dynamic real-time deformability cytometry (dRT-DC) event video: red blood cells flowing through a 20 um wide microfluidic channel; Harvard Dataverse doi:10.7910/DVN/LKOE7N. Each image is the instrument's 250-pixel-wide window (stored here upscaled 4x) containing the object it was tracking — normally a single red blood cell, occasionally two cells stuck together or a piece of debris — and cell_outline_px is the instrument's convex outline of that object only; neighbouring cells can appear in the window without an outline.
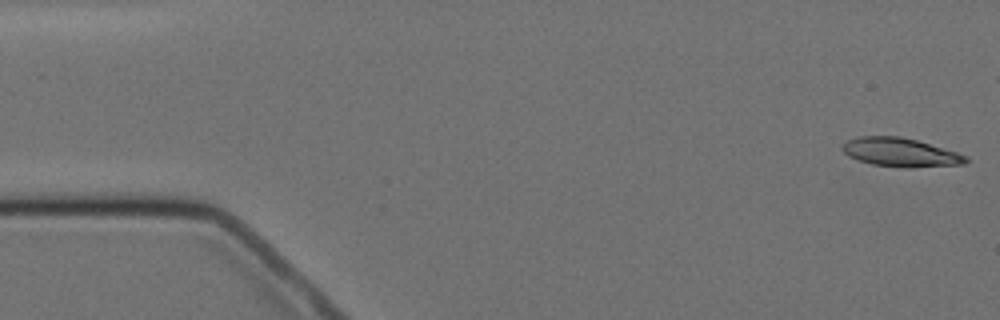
{"species": "Egyptian fruit bat (a non-hibernating species)", "species_latin": "Rousettus aegyptiacus", "temperature_condition": "cold", "stored_images_in_passage": 6, "camera_frame_rate_fps": 3000, "um_per_image_px": 0.085, "animal": {"sex": "female"}, "frame": {"image": 1, "passage_image": 1, "time_ms": 0.0, "image_size_px": [1000, 320], "cell_outline_px": [[968, 160], [964, 164], [912, 168], [904, 168], [872, 164], [848, 156], [840, 148], [840, 144], [856, 136], [900, 136], [916, 140], [956, 152], [968, 156]], "centroid_in_image_um": [76.5, 12.95], "position_along_channel_um": 8.5, "area_um2": 20.75}}
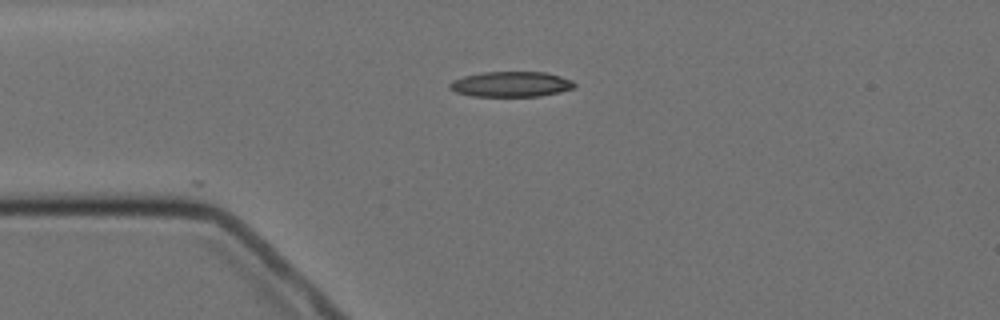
{"frame": {"image": 2, "passage_image": 6, "time_ms": 6.0, "image_size_px": [1000, 320], "cell_outline_px": [[576, 84], [572, 88], [560, 92], [540, 96], [472, 96], [456, 92], [448, 88], [448, 84], [452, 80], [464, 76], [480, 72], [544, 72], [560, 76], [572, 80]], "centroid_in_image_um": [43.4, 7.15], "position_along_channel_um": 41.6, "area_um2": 18.44}}